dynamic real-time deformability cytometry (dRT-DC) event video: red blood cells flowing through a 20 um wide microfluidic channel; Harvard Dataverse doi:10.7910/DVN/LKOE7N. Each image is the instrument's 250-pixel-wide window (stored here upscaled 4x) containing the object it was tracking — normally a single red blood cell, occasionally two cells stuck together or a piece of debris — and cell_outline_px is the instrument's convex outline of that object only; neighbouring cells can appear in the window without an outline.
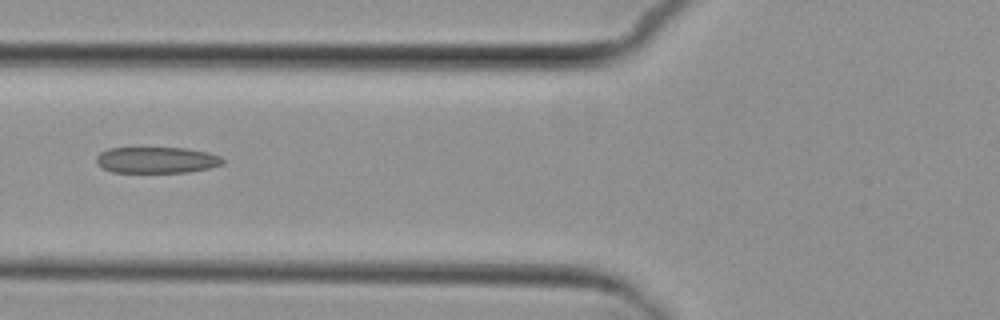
{"species": "common noctule bat (a hibernating species)", "species_latin": "Nyctalus noctula", "temperature_condition": "cold", "stored_images_in_passage": 7, "camera_frame_rate_fps": 3000, "um_per_image_px": 0.085, "animal": {"sex": "female", "body_mass_g": 29.2, "forearm_length_mm": 56.3}, "frame": {"image": 1, "passage_image": 6, "time_ms": 6.667, "image_size_px": [1000, 320], "cell_outline_px": [[224, 164], [208, 168], [188, 172], [112, 172], [100, 168], [96, 164], [96, 156], [100, 152], [108, 148], [184, 148], [208, 152], [220, 156], [224, 160]], "centroid_in_image_um": [13.28, 13.6], "position_along_channel_um": 112.5, "area_um2": 19.42}}
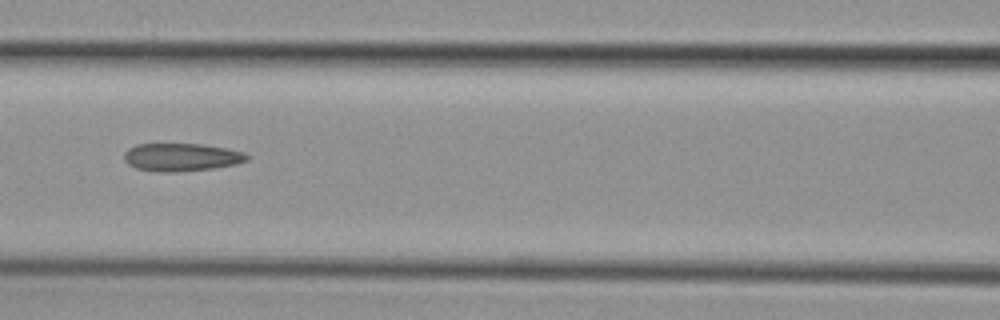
{"frame": {"image": 2, "passage_image": 7, "time_ms": 7.667, "image_size_px": [1000, 320], "cell_outline_px": [[248, 160], [236, 164], [212, 168], [176, 172], [156, 172], [136, 168], [128, 164], [124, 160], [124, 152], [128, 148], [136, 144], [204, 144], [244, 152], [248, 156]], "centroid_in_image_um": [15.38, 13.36], "position_along_channel_um": 151.2, "area_um2": 20.0}}